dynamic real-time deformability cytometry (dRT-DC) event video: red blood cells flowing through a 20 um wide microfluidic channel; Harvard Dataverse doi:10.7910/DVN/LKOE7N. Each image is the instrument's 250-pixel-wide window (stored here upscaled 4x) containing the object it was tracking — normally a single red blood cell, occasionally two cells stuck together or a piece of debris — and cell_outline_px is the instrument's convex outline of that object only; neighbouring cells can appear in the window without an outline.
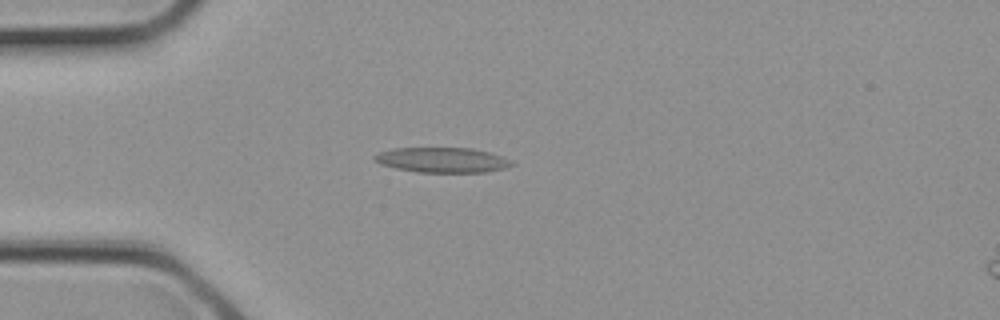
{"species": "common noctule bat (a hibernating species)", "species_latin": "Nyctalus noctula", "temperature_condition": "cold", "stored_images_in_passage": 4, "camera_frame_rate_fps": 3000, "um_per_image_px": 0.085, "animal": {"sex": "female", "body_mass_g": 21.9}, "frame": {"image": 1, "passage_image": 3, "time_ms": 0.667, "image_size_px": [1000, 320], "cell_outline_px": [[516, 164], [508, 168], [484, 172], [416, 172], [396, 168], [380, 164], [372, 156], [380, 152], [392, 148], [472, 148], [488, 152], [512, 160]], "centroid_in_image_um": [37.62, 13.6], "position_along_channel_um": 47.4, "area_um2": 20.06}}